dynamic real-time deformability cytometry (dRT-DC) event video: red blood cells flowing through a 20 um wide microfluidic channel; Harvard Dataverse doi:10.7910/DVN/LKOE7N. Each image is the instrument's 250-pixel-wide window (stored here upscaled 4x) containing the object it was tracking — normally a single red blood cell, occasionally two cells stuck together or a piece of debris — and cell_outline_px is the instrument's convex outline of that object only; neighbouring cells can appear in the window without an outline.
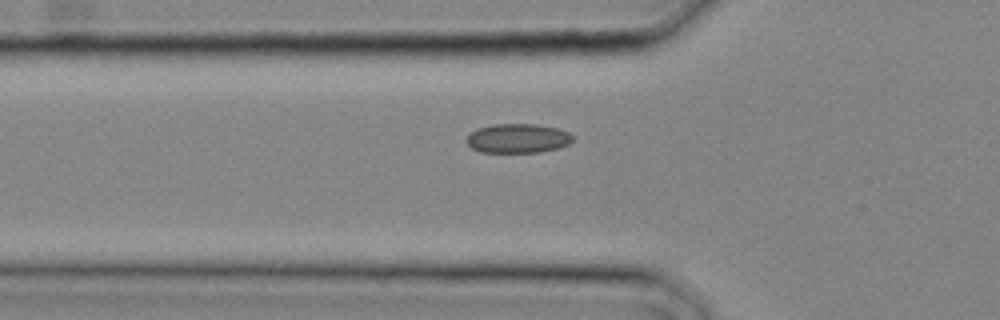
{"species": "common noctule bat (a hibernating species)", "species_latin": "Nyctalus noctula", "temperature_condition": "cold", "stored_images_in_passage": 18, "camera_frame_rate_fps": 3000, "um_per_image_px": 0.085, "animal": {"sex": "male", "body_mass_g": 20.4}, "frame": {"image": 1, "passage_image": 2, "time_ms": 0.333, "image_size_px": [1000, 320], "cell_outline_px": [[572, 140], [568, 144], [556, 148], [540, 152], [480, 152], [472, 148], [468, 144], [468, 136], [476, 128], [492, 124], [536, 124], [556, 128], [568, 132], [572, 136]], "centroid_in_image_um": [43.99, 11.75], "position_along_channel_um": 81.8, "area_um2": 17.92}}
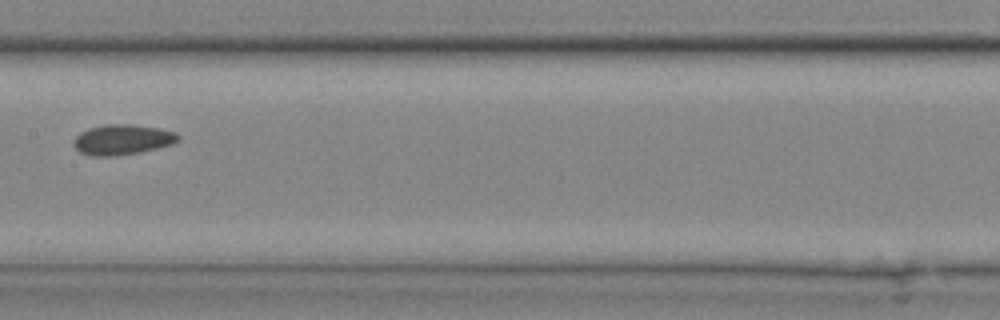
{"frame": {"image": 2, "passage_image": 7, "time_ms": 2.0, "image_size_px": [1000, 320], "cell_outline_px": [[180, 140], [172, 144], [140, 152], [116, 156], [92, 156], [80, 152], [72, 144], [72, 140], [80, 132], [88, 128], [104, 124], [128, 124], [160, 128], [176, 132], [180, 136]], "centroid_in_image_um": [10.39, 11.86], "position_along_channel_um": 197.0, "area_um2": 18.61}}
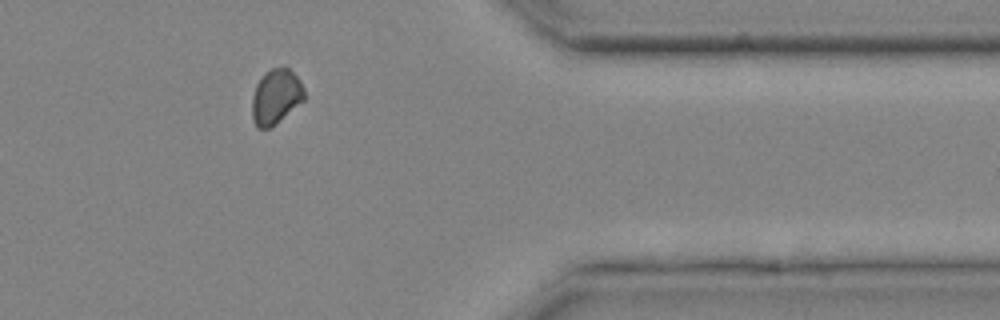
{"frame": {"image": 3, "passage_image": 16, "time_ms": 5.0, "image_size_px": [1000, 320], "cell_outline_px": [[304, 100], [272, 128], [256, 128], [252, 120], [252, 96], [256, 84], [272, 68], [288, 68], [300, 80], [304, 88]], "centroid_in_image_um": [23.44, 8.27], "position_along_channel_um": 388.0, "area_um2": 16.65}}